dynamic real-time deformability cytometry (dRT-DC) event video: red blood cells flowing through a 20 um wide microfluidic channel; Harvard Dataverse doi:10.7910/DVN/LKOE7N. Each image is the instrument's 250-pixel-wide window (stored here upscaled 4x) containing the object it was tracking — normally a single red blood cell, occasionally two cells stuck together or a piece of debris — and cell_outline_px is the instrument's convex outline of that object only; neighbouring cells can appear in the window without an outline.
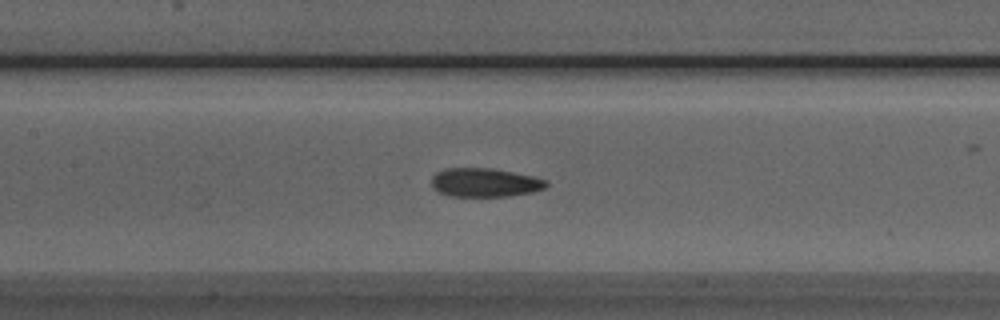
{"species": "Egyptian fruit bat (a non-hibernating species)", "species_latin": "Rousettus aegyptiacus", "temperature_condition": "room temperature", "stored_images_in_passage": 51, "camera_frame_rate_fps": 3000, "um_per_image_px": 0.085, "animal": {"sex": "male"}, "frame": {"image": 1, "passage_image": 22, "time_ms": 7.0, "image_size_px": [1000, 320], "cell_outline_px": [[548, 184], [544, 188], [532, 192], [508, 196], [448, 196], [432, 188], [432, 176], [436, 172], [444, 168], [492, 168], [532, 176], [548, 180]], "centroid_in_image_um": [41.19, 15.51], "position_along_channel_um": 166.2, "area_um2": 19.25}}
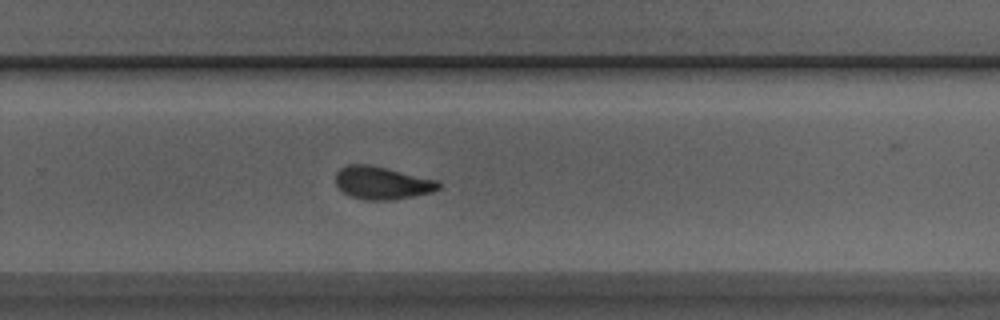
{"frame": {"image": 2, "passage_image": 32, "time_ms": 10.333, "image_size_px": [1000, 320], "cell_outline_px": [[440, 188], [432, 192], [392, 200], [364, 200], [352, 196], [344, 192], [336, 184], [336, 172], [340, 168], [348, 164], [368, 164], [388, 168], [440, 180]], "centroid_in_image_um": [32.5, 15.53], "position_along_channel_um": 297.3, "area_um2": 19.77}}
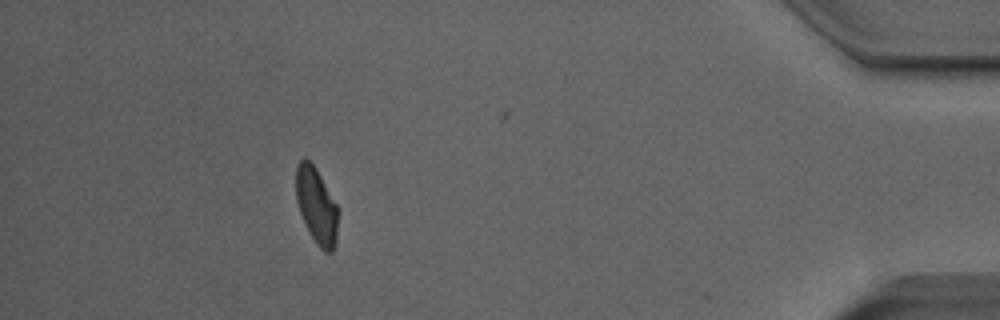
{"frame": {"image": 3, "passage_image": 45, "time_ms": 14.667, "image_size_px": [1000, 320], "cell_outline_px": [[340, 212], [336, 244], [332, 252], [324, 252], [316, 244], [300, 212], [296, 200], [296, 164], [304, 156], [316, 168], [340, 208]], "centroid_in_image_um": [26.95, 17.48], "position_along_channel_um": 408.3, "area_um2": 19.07}, "authors_computed_cell_mechanics": {"area_um2": 19.5942, "velocity_mm_per_s": 3.9453, "shape_relaxation_time_tau1_ms": 8.3987, "shape_relaxation_time_tau2_ms": 0.8641, "deformation_change_tau1": 0.2091, "deformation_change_tau2": 0.069}}